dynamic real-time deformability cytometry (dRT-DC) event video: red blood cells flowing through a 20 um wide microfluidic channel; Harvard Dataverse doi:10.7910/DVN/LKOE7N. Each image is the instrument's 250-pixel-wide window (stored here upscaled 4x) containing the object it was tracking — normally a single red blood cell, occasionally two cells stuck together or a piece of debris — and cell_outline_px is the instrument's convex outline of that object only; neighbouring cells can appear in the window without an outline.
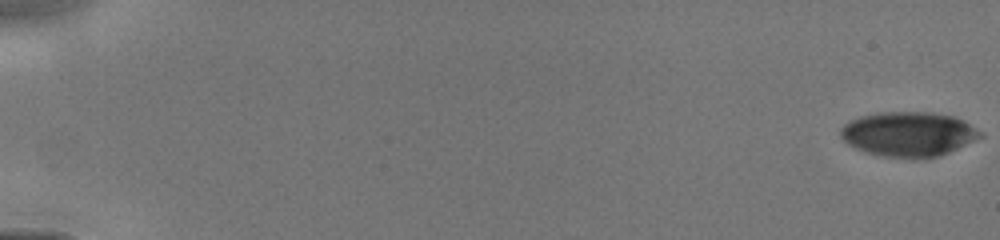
{"species": "human", "species_latin": "Homo sapiens", "temperature_condition": "cold", "stored_images_in_passage": 32, "camera_frame_rate_fps": 3000, "um_per_image_px": 0.085, "donor": {"sex": "male"}, "frame": {"image": 1, "passage_image": 1, "time_ms": 0.0, "image_size_px": [1000, 240], "cell_outline_px": [[984, 136], [940, 156], [884, 156], [868, 152], [856, 148], [848, 144], [840, 136], [840, 128], [844, 124], [860, 116], [880, 112], [932, 112], [956, 116], [964, 120], [984, 132]], "centroid_in_image_um": [77.26, 11.36], "position_along_channel_um": 7.7, "area_um2": 36.01}}
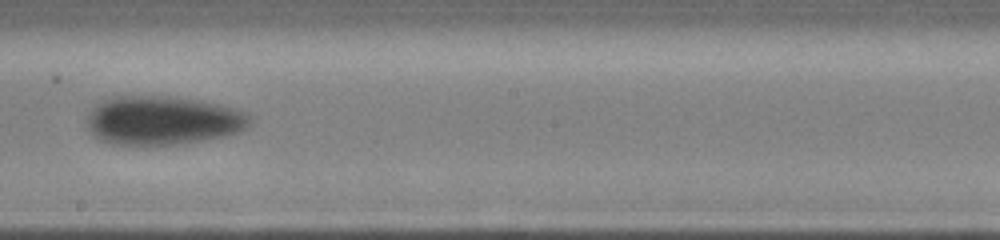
{"frame": {"image": 2, "passage_image": 18, "time_ms": 9.333, "image_size_px": [1000, 240], "cell_outline_px": [[252, 120], [240, 132], [224, 136], [204, 140], [172, 144], [116, 144], [100, 140], [88, 128], [88, 112], [100, 100], [112, 96], [172, 96], [220, 104], [236, 108], [248, 112], [252, 116]], "centroid_in_image_um": [13.85, 10.21], "position_along_channel_um": 234.3, "area_um2": 46.41}}
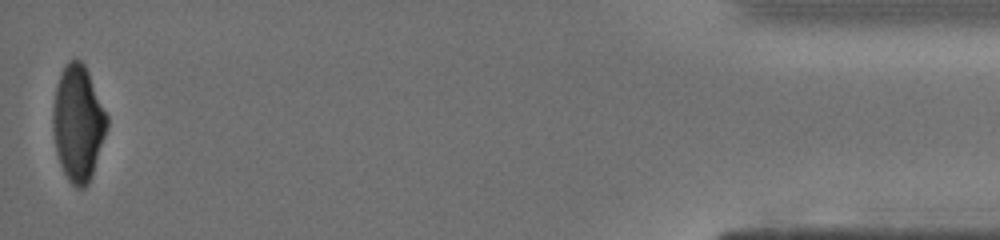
{"frame": {"image": 3, "passage_image": 32, "time_ms": 15.333, "image_size_px": [1000, 240], "cell_outline_px": [[108, 128], [92, 176], [88, 184], [84, 188], [76, 188], [68, 180], [60, 164], [56, 152], [52, 132], [52, 108], [56, 88], [60, 72], [64, 64], [68, 60], [80, 60], [84, 64], [88, 72], [108, 116]], "centroid_in_image_um": [6.62, 10.48], "position_along_channel_um": 428.6, "area_um2": 36.82}}